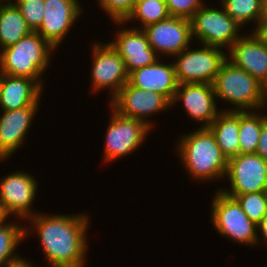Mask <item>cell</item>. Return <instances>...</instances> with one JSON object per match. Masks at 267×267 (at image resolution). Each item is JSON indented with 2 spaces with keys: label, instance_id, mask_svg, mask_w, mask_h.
Instances as JSON below:
<instances>
[{
  "label": "cell",
  "instance_id": "cell-1",
  "mask_svg": "<svg viewBox=\"0 0 267 267\" xmlns=\"http://www.w3.org/2000/svg\"><path fill=\"white\" fill-rule=\"evenodd\" d=\"M28 221L31 227L24 225L25 239L36 230L43 255L50 264L48 267H85L90 223L86 213L48 215L38 212L25 222Z\"/></svg>",
  "mask_w": 267,
  "mask_h": 267
},
{
  "label": "cell",
  "instance_id": "cell-2",
  "mask_svg": "<svg viewBox=\"0 0 267 267\" xmlns=\"http://www.w3.org/2000/svg\"><path fill=\"white\" fill-rule=\"evenodd\" d=\"M185 134L179 138L176 149L189 176L203 183L225 179L228 159L221 152L210 128L199 127Z\"/></svg>",
  "mask_w": 267,
  "mask_h": 267
},
{
  "label": "cell",
  "instance_id": "cell-3",
  "mask_svg": "<svg viewBox=\"0 0 267 267\" xmlns=\"http://www.w3.org/2000/svg\"><path fill=\"white\" fill-rule=\"evenodd\" d=\"M212 85L216 99H222L233 106L222 111H261L264 107L266 109L267 88L228 59L221 65Z\"/></svg>",
  "mask_w": 267,
  "mask_h": 267
},
{
  "label": "cell",
  "instance_id": "cell-4",
  "mask_svg": "<svg viewBox=\"0 0 267 267\" xmlns=\"http://www.w3.org/2000/svg\"><path fill=\"white\" fill-rule=\"evenodd\" d=\"M56 49L36 31L24 36L16 44L0 51V70L7 75L27 77L42 88L46 69L50 67Z\"/></svg>",
  "mask_w": 267,
  "mask_h": 267
},
{
  "label": "cell",
  "instance_id": "cell-5",
  "mask_svg": "<svg viewBox=\"0 0 267 267\" xmlns=\"http://www.w3.org/2000/svg\"><path fill=\"white\" fill-rule=\"evenodd\" d=\"M212 199L210 222L215 231L235 244L258 246L257 225L249 219L238 201L220 190H216Z\"/></svg>",
  "mask_w": 267,
  "mask_h": 267
},
{
  "label": "cell",
  "instance_id": "cell-6",
  "mask_svg": "<svg viewBox=\"0 0 267 267\" xmlns=\"http://www.w3.org/2000/svg\"><path fill=\"white\" fill-rule=\"evenodd\" d=\"M192 39L199 44L229 50L243 34L242 27L229 16L223 7L214 8L203 5L190 19ZM241 29V30H240Z\"/></svg>",
  "mask_w": 267,
  "mask_h": 267
},
{
  "label": "cell",
  "instance_id": "cell-7",
  "mask_svg": "<svg viewBox=\"0 0 267 267\" xmlns=\"http://www.w3.org/2000/svg\"><path fill=\"white\" fill-rule=\"evenodd\" d=\"M200 48L191 49V45L175 55L174 69L178 84H213L221 65L227 59V53L218 47L199 44Z\"/></svg>",
  "mask_w": 267,
  "mask_h": 267
},
{
  "label": "cell",
  "instance_id": "cell-8",
  "mask_svg": "<svg viewBox=\"0 0 267 267\" xmlns=\"http://www.w3.org/2000/svg\"><path fill=\"white\" fill-rule=\"evenodd\" d=\"M109 107L112 114L105 134L104 163L135 152L152 130L143 121L125 117L117 113L110 105Z\"/></svg>",
  "mask_w": 267,
  "mask_h": 267
},
{
  "label": "cell",
  "instance_id": "cell-9",
  "mask_svg": "<svg viewBox=\"0 0 267 267\" xmlns=\"http://www.w3.org/2000/svg\"><path fill=\"white\" fill-rule=\"evenodd\" d=\"M91 90L94 94L107 89L111 95L109 102L129 81V73L120 54L107 43L95 42L92 45Z\"/></svg>",
  "mask_w": 267,
  "mask_h": 267
},
{
  "label": "cell",
  "instance_id": "cell-10",
  "mask_svg": "<svg viewBox=\"0 0 267 267\" xmlns=\"http://www.w3.org/2000/svg\"><path fill=\"white\" fill-rule=\"evenodd\" d=\"M226 177L230 189L219 187V190L231 198L267 191V160L256 153L238 154L228 159Z\"/></svg>",
  "mask_w": 267,
  "mask_h": 267
},
{
  "label": "cell",
  "instance_id": "cell-11",
  "mask_svg": "<svg viewBox=\"0 0 267 267\" xmlns=\"http://www.w3.org/2000/svg\"><path fill=\"white\" fill-rule=\"evenodd\" d=\"M37 189L36 178L20 170L0 179V210L3 216L9 219L13 215L24 221L38 213L32 209Z\"/></svg>",
  "mask_w": 267,
  "mask_h": 267
},
{
  "label": "cell",
  "instance_id": "cell-12",
  "mask_svg": "<svg viewBox=\"0 0 267 267\" xmlns=\"http://www.w3.org/2000/svg\"><path fill=\"white\" fill-rule=\"evenodd\" d=\"M109 105L117 113L141 120L151 129L155 125L148 120L149 116H155V113L158 115L172 108L171 103L161 94L134 87L129 82L119 90Z\"/></svg>",
  "mask_w": 267,
  "mask_h": 267
},
{
  "label": "cell",
  "instance_id": "cell-13",
  "mask_svg": "<svg viewBox=\"0 0 267 267\" xmlns=\"http://www.w3.org/2000/svg\"><path fill=\"white\" fill-rule=\"evenodd\" d=\"M147 35L149 45L156 54H164L170 58L181 53L190 46L192 39L190 19L170 16L142 29ZM160 52V53H158Z\"/></svg>",
  "mask_w": 267,
  "mask_h": 267
},
{
  "label": "cell",
  "instance_id": "cell-14",
  "mask_svg": "<svg viewBox=\"0 0 267 267\" xmlns=\"http://www.w3.org/2000/svg\"><path fill=\"white\" fill-rule=\"evenodd\" d=\"M79 0H44V15L36 30L56 50L83 13Z\"/></svg>",
  "mask_w": 267,
  "mask_h": 267
},
{
  "label": "cell",
  "instance_id": "cell-15",
  "mask_svg": "<svg viewBox=\"0 0 267 267\" xmlns=\"http://www.w3.org/2000/svg\"><path fill=\"white\" fill-rule=\"evenodd\" d=\"M179 100L183 103L187 115L192 120L201 122V127H209L222 111L216 106L218 102L212 84H178L171 106L174 107Z\"/></svg>",
  "mask_w": 267,
  "mask_h": 267
},
{
  "label": "cell",
  "instance_id": "cell-16",
  "mask_svg": "<svg viewBox=\"0 0 267 267\" xmlns=\"http://www.w3.org/2000/svg\"><path fill=\"white\" fill-rule=\"evenodd\" d=\"M227 59L267 88V45L253 31L233 43Z\"/></svg>",
  "mask_w": 267,
  "mask_h": 267
},
{
  "label": "cell",
  "instance_id": "cell-17",
  "mask_svg": "<svg viewBox=\"0 0 267 267\" xmlns=\"http://www.w3.org/2000/svg\"><path fill=\"white\" fill-rule=\"evenodd\" d=\"M116 37L109 43L120 54L128 73L137 68L154 64L161 56L151 48L142 29L125 27L118 29Z\"/></svg>",
  "mask_w": 267,
  "mask_h": 267
},
{
  "label": "cell",
  "instance_id": "cell-18",
  "mask_svg": "<svg viewBox=\"0 0 267 267\" xmlns=\"http://www.w3.org/2000/svg\"><path fill=\"white\" fill-rule=\"evenodd\" d=\"M39 105H30L20 109L3 111L0 116V162L16 153L32 126Z\"/></svg>",
  "mask_w": 267,
  "mask_h": 267
},
{
  "label": "cell",
  "instance_id": "cell-19",
  "mask_svg": "<svg viewBox=\"0 0 267 267\" xmlns=\"http://www.w3.org/2000/svg\"><path fill=\"white\" fill-rule=\"evenodd\" d=\"M159 58L154 64L137 68L129 73V83L148 92H156L172 103L178 81L174 64L162 63Z\"/></svg>",
  "mask_w": 267,
  "mask_h": 267
},
{
  "label": "cell",
  "instance_id": "cell-20",
  "mask_svg": "<svg viewBox=\"0 0 267 267\" xmlns=\"http://www.w3.org/2000/svg\"><path fill=\"white\" fill-rule=\"evenodd\" d=\"M43 89L31 78L4 74L0 90L1 112L39 105Z\"/></svg>",
  "mask_w": 267,
  "mask_h": 267
},
{
  "label": "cell",
  "instance_id": "cell-21",
  "mask_svg": "<svg viewBox=\"0 0 267 267\" xmlns=\"http://www.w3.org/2000/svg\"><path fill=\"white\" fill-rule=\"evenodd\" d=\"M209 128L227 159L239 154V111H221Z\"/></svg>",
  "mask_w": 267,
  "mask_h": 267
},
{
  "label": "cell",
  "instance_id": "cell-22",
  "mask_svg": "<svg viewBox=\"0 0 267 267\" xmlns=\"http://www.w3.org/2000/svg\"><path fill=\"white\" fill-rule=\"evenodd\" d=\"M32 32L14 3H3L0 6V51L16 44Z\"/></svg>",
  "mask_w": 267,
  "mask_h": 267
},
{
  "label": "cell",
  "instance_id": "cell-23",
  "mask_svg": "<svg viewBox=\"0 0 267 267\" xmlns=\"http://www.w3.org/2000/svg\"><path fill=\"white\" fill-rule=\"evenodd\" d=\"M252 111H239V154H255L263 124L267 114Z\"/></svg>",
  "mask_w": 267,
  "mask_h": 267
},
{
  "label": "cell",
  "instance_id": "cell-24",
  "mask_svg": "<svg viewBox=\"0 0 267 267\" xmlns=\"http://www.w3.org/2000/svg\"><path fill=\"white\" fill-rule=\"evenodd\" d=\"M5 217L0 221V267L20 258L19 251H15L19 244L25 241V230L20 222L7 221ZM11 221V223H10Z\"/></svg>",
  "mask_w": 267,
  "mask_h": 267
},
{
  "label": "cell",
  "instance_id": "cell-25",
  "mask_svg": "<svg viewBox=\"0 0 267 267\" xmlns=\"http://www.w3.org/2000/svg\"><path fill=\"white\" fill-rule=\"evenodd\" d=\"M167 4L165 0H137L132 13L124 22H114L117 26H124L128 22L137 20L140 21L141 27L137 29H143L148 25L157 23L159 21L169 18ZM135 19V20H134Z\"/></svg>",
  "mask_w": 267,
  "mask_h": 267
},
{
  "label": "cell",
  "instance_id": "cell-26",
  "mask_svg": "<svg viewBox=\"0 0 267 267\" xmlns=\"http://www.w3.org/2000/svg\"><path fill=\"white\" fill-rule=\"evenodd\" d=\"M220 3L225 12L243 28L249 22H255L254 27L257 28L262 19V0H221Z\"/></svg>",
  "mask_w": 267,
  "mask_h": 267
},
{
  "label": "cell",
  "instance_id": "cell-27",
  "mask_svg": "<svg viewBox=\"0 0 267 267\" xmlns=\"http://www.w3.org/2000/svg\"><path fill=\"white\" fill-rule=\"evenodd\" d=\"M251 221L256 225L267 214V191L242 194L235 197Z\"/></svg>",
  "mask_w": 267,
  "mask_h": 267
},
{
  "label": "cell",
  "instance_id": "cell-28",
  "mask_svg": "<svg viewBox=\"0 0 267 267\" xmlns=\"http://www.w3.org/2000/svg\"><path fill=\"white\" fill-rule=\"evenodd\" d=\"M14 4L20 10L31 30L36 31L43 21L44 0H17Z\"/></svg>",
  "mask_w": 267,
  "mask_h": 267
},
{
  "label": "cell",
  "instance_id": "cell-29",
  "mask_svg": "<svg viewBox=\"0 0 267 267\" xmlns=\"http://www.w3.org/2000/svg\"><path fill=\"white\" fill-rule=\"evenodd\" d=\"M137 0H97L100 8L113 22H124L132 13Z\"/></svg>",
  "mask_w": 267,
  "mask_h": 267
},
{
  "label": "cell",
  "instance_id": "cell-30",
  "mask_svg": "<svg viewBox=\"0 0 267 267\" xmlns=\"http://www.w3.org/2000/svg\"><path fill=\"white\" fill-rule=\"evenodd\" d=\"M171 16L191 19L204 5L203 0H165Z\"/></svg>",
  "mask_w": 267,
  "mask_h": 267
},
{
  "label": "cell",
  "instance_id": "cell-31",
  "mask_svg": "<svg viewBox=\"0 0 267 267\" xmlns=\"http://www.w3.org/2000/svg\"><path fill=\"white\" fill-rule=\"evenodd\" d=\"M256 154L267 160V121L262 126Z\"/></svg>",
  "mask_w": 267,
  "mask_h": 267
},
{
  "label": "cell",
  "instance_id": "cell-32",
  "mask_svg": "<svg viewBox=\"0 0 267 267\" xmlns=\"http://www.w3.org/2000/svg\"><path fill=\"white\" fill-rule=\"evenodd\" d=\"M252 31L267 45V19H261L257 28Z\"/></svg>",
  "mask_w": 267,
  "mask_h": 267
},
{
  "label": "cell",
  "instance_id": "cell-33",
  "mask_svg": "<svg viewBox=\"0 0 267 267\" xmlns=\"http://www.w3.org/2000/svg\"><path fill=\"white\" fill-rule=\"evenodd\" d=\"M257 235L258 237V243H260L261 240H263V243L265 242L267 245V214L263 217V219L257 224ZM260 238V239H259ZM262 238V239H261Z\"/></svg>",
  "mask_w": 267,
  "mask_h": 267
},
{
  "label": "cell",
  "instance_id": "cell-34",
  "mask_svg": "<svg viewBox=\"0 0 267 267\" xmlns=\"http://www.w3.org/2000/svg\"><path fill=\"white\" fill-rule=\"evenodd\" d=\"M3 267H35V266H33L32 261L30 262V260L27 261V259L20 257L19 259L10 262L4 265Z\"/></svg>",
  "mask_w": 267,
  "mask_h": 267
},
{
  "label": "cell",
  "instance_id": "cell-35",
  "mask_svg": "<svg viewBox=\"0 0 267 267\" xmlns=\"http://www.w3.org/2000/svg\"><path fill=\"white\" fill-rule=\"evenodd\" d=\"M262 1H263L262 19H267V0H262Z\"/></svg>",
  "mask_w": 267,
  "mask_h": 267
},
{
  "label": "cell",
  "instance_id": "cell-36",
  "mask_svg": "<svg viewBox=\"0 0 267 267\" xmlns=\"http://www.w3.org/2000/svg\"><path fill=\"white\" fill-rule=\"evenodd\" d=\"M3 76H4V73L0 70V90H1V84L3 81Z\"/></svg>",
  "mask_w": 267,
  "mask_h": 267
},
{
  "label": "cell",
  "instance_id": "cell-37",
  "mask_svg": "<svg viewBox=\"0 0 267 267\" xmlns=\"http://www.w3.org/2000/svg\"><path fill=\"white\" fill-rule=\"evenodd\" d=\"M16 0H1L2 3H14Z\"/></svg>",
  "mask_w": 267,
  "mask_h": 267
},
{
  "label": "cell",
  "instance_id": "cell-38",
  "mask_svg": "<svg viewBox=\"0 0 267 267\" xmlns=\"http://www.w3.org/2000/svg\"><path fill=\"white\" fill-rule=\"evenodd\" d=\"M5 217L3 216L2 211L0 210V221L3 220Z\"/></svg>",
  "mask_w": 267,
  "mask_h": 267
}]
</instances>
